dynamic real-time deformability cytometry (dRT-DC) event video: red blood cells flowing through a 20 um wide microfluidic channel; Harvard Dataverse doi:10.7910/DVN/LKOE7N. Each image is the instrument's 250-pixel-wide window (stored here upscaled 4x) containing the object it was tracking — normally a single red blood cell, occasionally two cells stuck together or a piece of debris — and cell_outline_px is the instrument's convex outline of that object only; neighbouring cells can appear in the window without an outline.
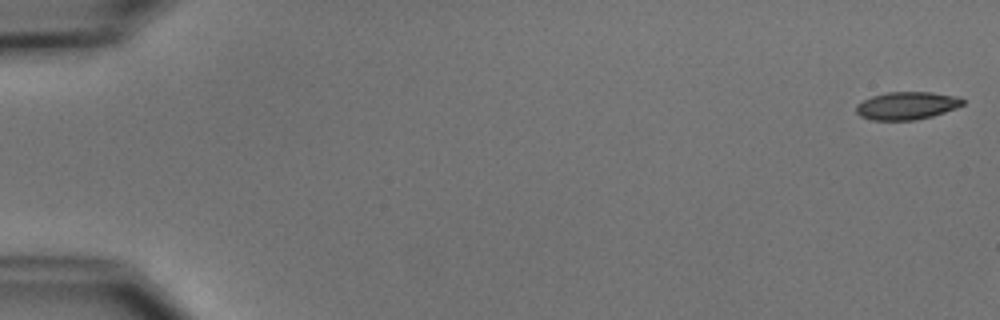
{"species": "common noctule bat (a hibernating species)", "species_latin": "Nyctalus noctula", "temperature_condition": "cold", "stored_images_in_passage": 8, "camera_frame_rate_fps": 3000, "um_per_image_px": 0.085, "animal": {"sex": "male", "body_mass_g": 15.6}, "frame": {"image": 1, "passage_image": 1, "time_ms": 0.0, "image_size_px": [1000, 320], "cell_outline_px": [[964, 104], [956, 108], [932, 116], [916, 120], [872, 120], [860, 116], [856, 112], [856, 104], [872, 96], [888, 92], [932, 92], [952, 96], [964, 100]], "centroid_in_image_um": [77.04, 8.99], "position_along_channel_um": 8.0, "area_um2": 17.11}}